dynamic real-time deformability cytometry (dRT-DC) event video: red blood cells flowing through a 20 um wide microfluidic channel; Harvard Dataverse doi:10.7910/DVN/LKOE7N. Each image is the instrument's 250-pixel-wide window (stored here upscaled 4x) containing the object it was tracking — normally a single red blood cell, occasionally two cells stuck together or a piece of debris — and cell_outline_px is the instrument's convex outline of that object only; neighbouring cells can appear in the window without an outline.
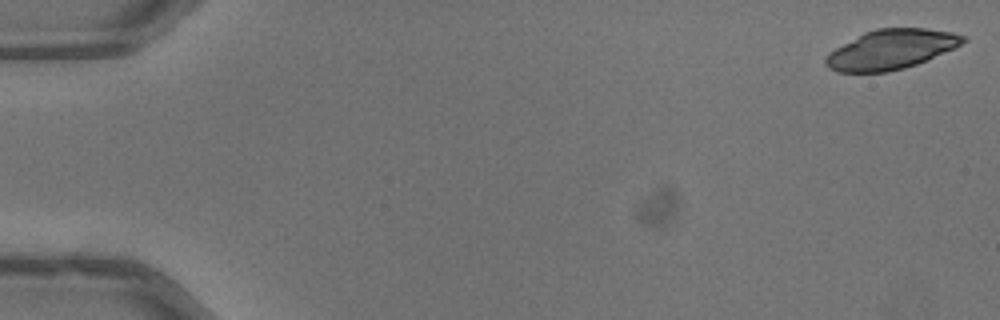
{"species": "common noctule bat (a hibernating species)", "species_latin": "Nyctalus noctula", "temperature_condition": "warm", "stored_images_in_passage": 51, "camera_frame_rate_fps": 3000, "um_per_image_px": 0.085, "animal": {"sex": "male", "body_mass_g": 13.3}, "frame": {"image": 1, "passage_image": 1, "time_ms": 0.0, "image_size_px": [1000, 320], "cell_outline_px": [[968, 40], [952, 48], [916, 64], [904, 68], [888, 72], [836, 72], [828, 68], [824, 64], [824, 60], [836, 48], [864, 32], [876, 28], [924, 28], [952, 32], [968, 36]], "centroid_in_image_um": [75.73, 4.2], "position_along_channel_um": 9.3, "area_um2": 31.39}}
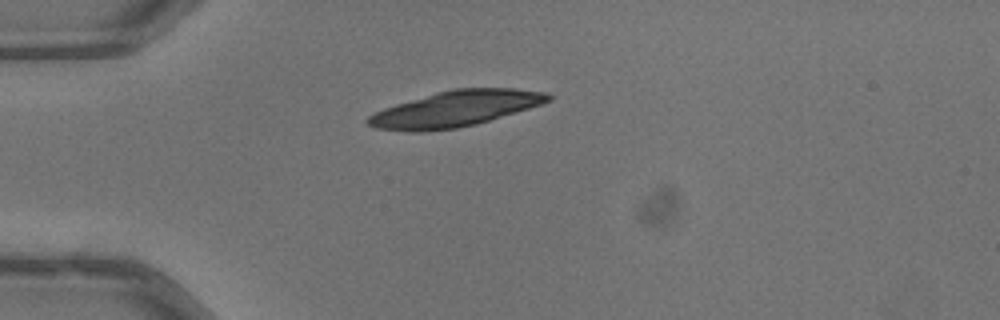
{"frame": {"image": 2, "passage_image": 14, "time_ms": 4.333, "image_size_px": [1000, 320], "cell_outline_px": [[556, 96], [552, 100], [528, 108], [476, 124], [456, 128], [424, 132], [408, 132], [376, 128], [368, 124], [364, 120], [368, 116], [384, 108], [396, 104], [436, 92], [452, 88], [516, 88], [544, 92]], "centroid_in_image_um": [38.7, 9.25], "position_along_channel_um": 46.3, "area_um2": 37.51}}